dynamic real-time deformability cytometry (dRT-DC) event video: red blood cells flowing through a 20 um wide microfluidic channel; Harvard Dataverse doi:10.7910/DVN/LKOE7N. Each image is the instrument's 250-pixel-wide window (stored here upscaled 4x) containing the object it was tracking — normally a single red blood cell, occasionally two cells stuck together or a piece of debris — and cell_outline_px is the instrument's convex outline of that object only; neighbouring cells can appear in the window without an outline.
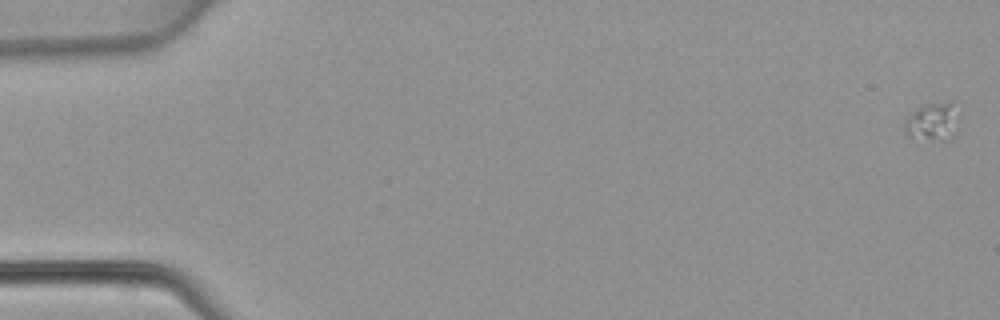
{"species": "common noctule bat (a hibernating species)", "species_latin": "Nyctalus noctula", "temperature_condition": "warm", "stored_images_in_passage": 48, "camera_frame_rate_fps": 3000, "um_per_image_px": 0.085, "animal": {"sex": "female", "body_mass_g": 22.7, "forearm_length_mm": 54.2}, "frame": {"image": 1, "passage_image": 1, "time_ms": 0.0, "image_size_px": [1000, 320], "cell_outline_px": [[960, 120], [956, 132], [952, 136], [940, 140], [912, 140], [908, 136], [904, 128], [904, 120], [908, 112], [924, 104], [948, 100], [956, 100], [960, 112]], "centroid_in_image_um": [79.31, 10.29], "position_along_channel_um": 5.7, "area_um2": 13.24}}